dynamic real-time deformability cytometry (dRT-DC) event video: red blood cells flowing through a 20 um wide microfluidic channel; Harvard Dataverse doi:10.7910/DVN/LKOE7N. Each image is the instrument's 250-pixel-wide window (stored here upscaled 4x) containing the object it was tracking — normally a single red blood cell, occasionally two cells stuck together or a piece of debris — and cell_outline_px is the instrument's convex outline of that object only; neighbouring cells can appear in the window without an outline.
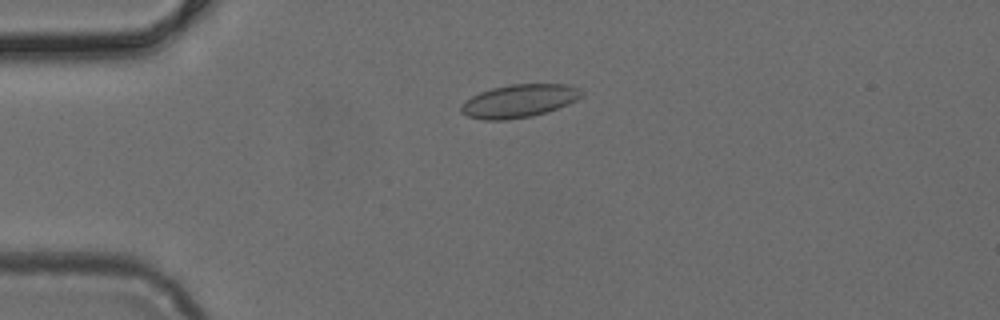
{"species": "common noctule bat (a hibernating species)", "species_latin": "Nyctalus noctula", "temperature_condition": "cold", "stored_images_in_passage": 4, "camera_frame_rate_fps": 3000, "um_per_image_px": 0.085, "animal": {"sex": "female", "body_mass_g": 24.6, "forearm_length_mm": 56.2}, "frame": {"image": 1, "passage_image": 3, "time_ms": 0.667, "image_size_px": [1000, 320], "cell_outline_px": [[584, 92], [576, 100], [568, 104], [532, 116], [508, 120], [484, 120], [468, 116], [460, 112], [460, 104], [472, 96], [480, 92], [492, 88], [512, 84], [568, 84], [580, 88]], "centroid_in_image_um": [44.1, 8.58], "position_along_channel_um": 40.9, "area_um2": 23.18}}